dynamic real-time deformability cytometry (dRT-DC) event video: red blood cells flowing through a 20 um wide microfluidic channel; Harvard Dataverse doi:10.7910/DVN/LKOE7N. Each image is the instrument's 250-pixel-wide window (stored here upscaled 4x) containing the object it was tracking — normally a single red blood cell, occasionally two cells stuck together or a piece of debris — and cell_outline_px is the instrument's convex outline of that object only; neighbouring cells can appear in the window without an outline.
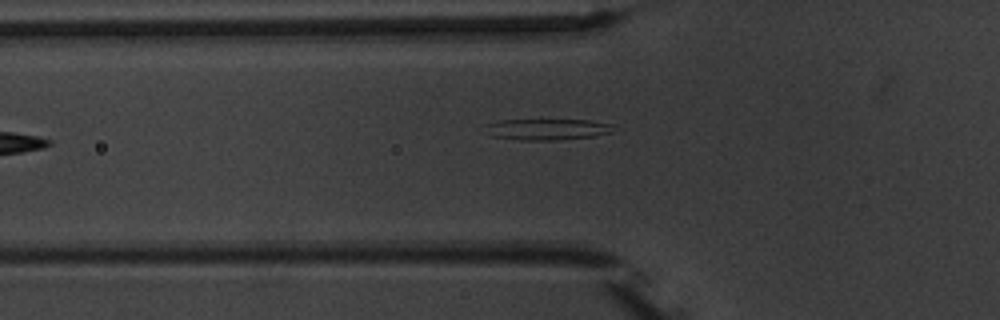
{"species": "common noctule bat (a hibernating species)", "species_latin": "Nyctalus noctula", "temperature_condition": "warm", "stored_images_in_passage": 6, "camera_frame_rate_fps": 3000, "um_per_image_px": 0.085, "animal": {"sex": "male", "body_mass_g": 20.1, "forearm_length_mm": 53.5}, "frame": {"image": 1, "passage_image": 5, "time_ms": 5.667, "image_size_px": [1000, 320], "cell_outline_px": [[612, 132], [596, 136], [556, 140], [520, 140], [488, 136], [484, 124], [500, 120], [588, 120], [612, 124]], "centroid_in_image_um": [46.45, 11.0], "position_along_channel_um": 79.4, "area_um2": 15.9}}